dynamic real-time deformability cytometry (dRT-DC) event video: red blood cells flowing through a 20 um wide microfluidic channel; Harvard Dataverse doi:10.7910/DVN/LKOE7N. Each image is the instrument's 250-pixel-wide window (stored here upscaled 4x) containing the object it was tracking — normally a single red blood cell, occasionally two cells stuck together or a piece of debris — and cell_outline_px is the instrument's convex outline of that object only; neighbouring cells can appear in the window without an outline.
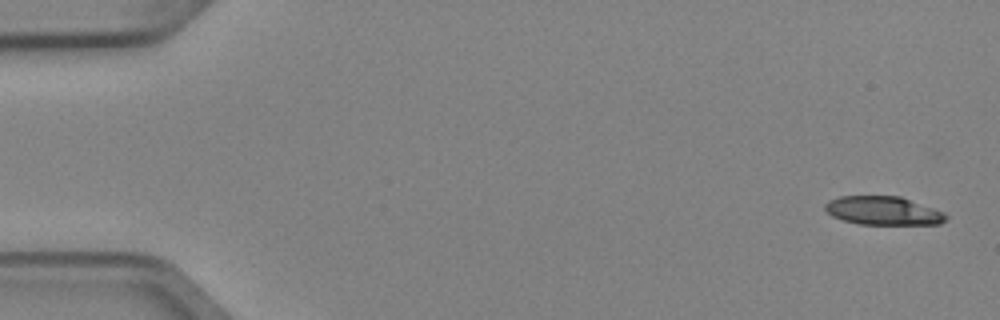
{"species": "Egyptian fruit bat (a non-hibernating species)", "species_latin": "Rousettus aegyptiacus", "temperature_condition": "cold", "stored_images_in_passage": 7, "camera_frame_rate_fps": 3000, "um_per_image_px": 0.085, "animal": {"sex": "female"}, "frame": {"image": 1, "passage_image": 1, "time_ms": 0.0, "image_size_px": [1000, 320], "cell_outline_px": [[948, 220], [940, 224], [860, 224], [844, 220], [832, 216], [824, 208], [824, 204], [828, 200], [840, 196], [900, 196], [944, 212], [948, 216]], "centroid_in_image_um": [75.08, 17.91], "position_along_channel_um": 9.9, "area_um2": 20.11}}
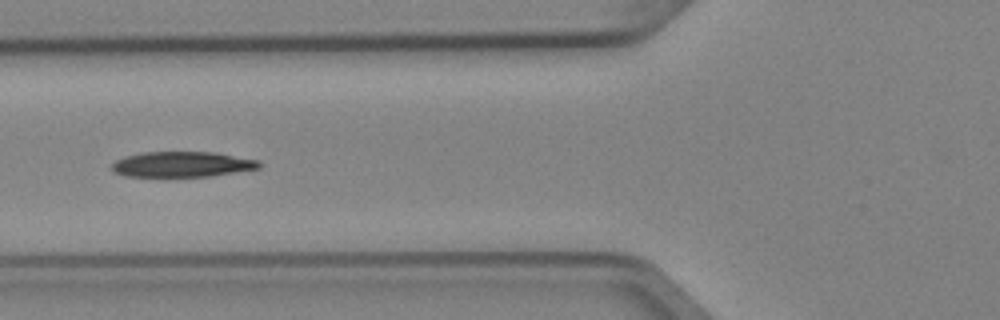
{"frame": {"image": 2, "passage_image": 6, "time_ms": 1.667, "image_size_px": [1000, 320], "cell_outline_px": [[260, 168], [208, 176], [124, 176], [112, 172], [112, 164], [116, 160], [124, 156], [140, 152], [216, 152], [260, 160]], "centroid_in_image_um": [15.45, 13.95], "position_along_channel_um": 110.3, "area_um2": 21.85}}
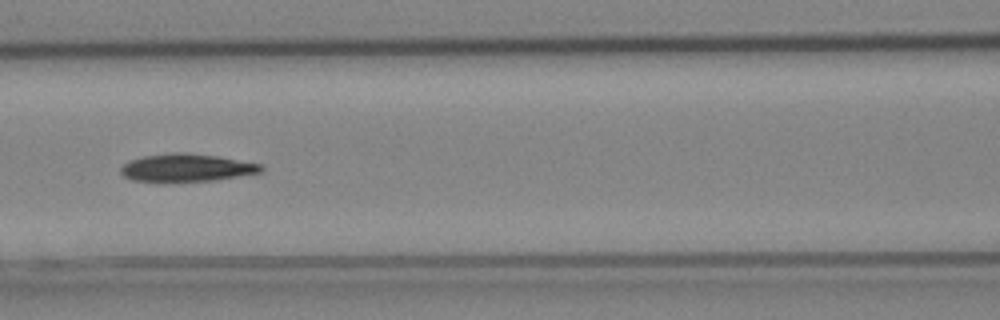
{"frame": {"image": 3, "passage_image": 7, "time_ms": 2.0, "image_size_px": [1000, 320], "cell_outline_px": [[264, 168], [260, 172], [216, 180], [132, 180], [124, 176], [120, 172], [120, 168], [128, 160], [144, 156], [176, 152], [180, 152], [216, 156], [260, 164]], "centroid_in_image_um": [15.84, 14.24], "position_along_channel_um": 150.8, "area_um2": 21.96}}